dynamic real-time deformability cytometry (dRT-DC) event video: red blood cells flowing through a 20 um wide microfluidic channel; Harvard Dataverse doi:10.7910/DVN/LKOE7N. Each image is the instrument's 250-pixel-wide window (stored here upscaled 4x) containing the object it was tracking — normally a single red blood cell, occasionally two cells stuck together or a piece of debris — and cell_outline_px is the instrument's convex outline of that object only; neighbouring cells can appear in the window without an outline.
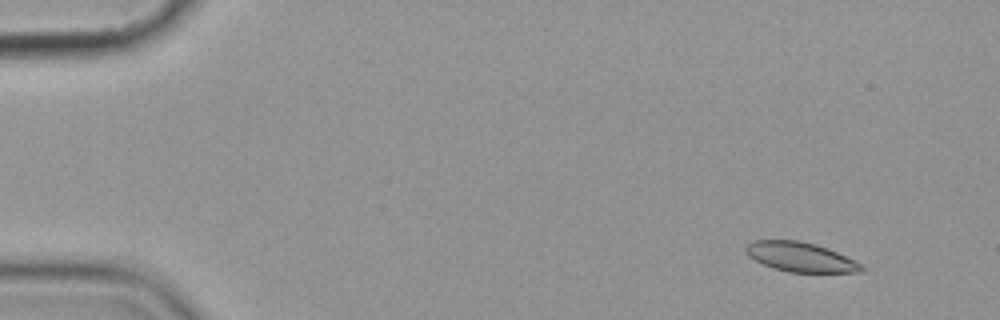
{"species": "common noctule bat (a hibernating species)", "species_latin": "Nyctalus noctula", "temperature_condition": "cold", "stored_images_in_passage": 13, "camera_frame_rate_fps": 3000, "um_per_image_px": 0.085, "animal": {"sex": "female", "body_mass_g": 19.9}, "frame": {"image": 1, "passage_image": 2, "time_ms": 1.333, "image_size_px": [1000, 320], "cell_outline_px": [[864, 268], [860, 272], [788, 272], [772, 268], [748, 256], [744, 248], [752, 240], [800, 240], [816, 244], [828, 248], [860, 264]], "centroid_in_image_um": [67.98, 21.83], "position_along_channel_um": 17.0, "area_um2": 19.71}}
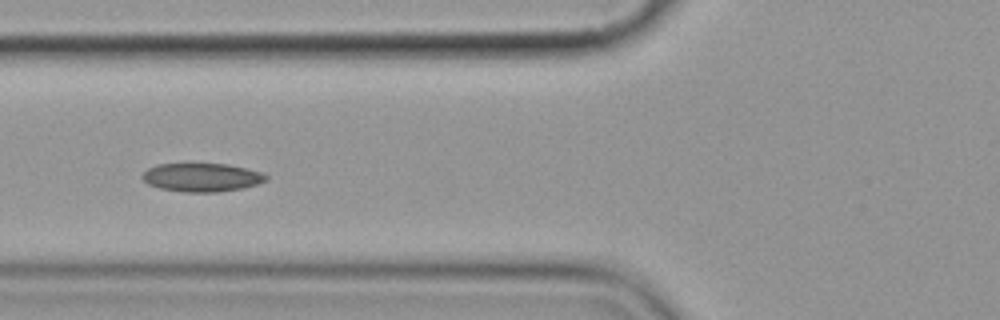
{"frame": {"image": 2, "passage_image": 6, "time_ms": 7.0, "image_size_px": [1000, 320], "cell_outline_px": [[268, 180], [244, 188], [220, 192], [184, 192], [160, 188], [148, 184], [140, 176], [148, 168], [156, 164], [228, 164], [248, 168], [260, 172], [268, 176]], "centroid_in_image_um": [17.16, 15.08], "position_along_channel_um": 108.6, "area_um2": 20.63}}
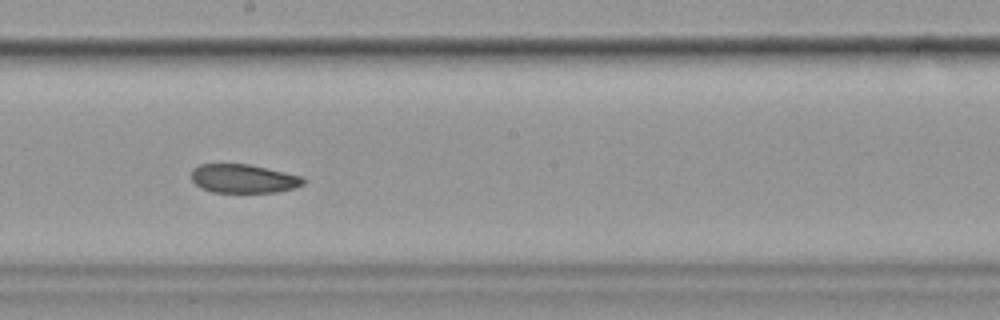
{"frame": {"image": 3, "passage_image": 9, "time_ms": 10.333, "image_size_px": [1000, 320], "cell_outline_px": [[304, 184], [292, 188], [276, 192], [212, 192], [200, 188], [192, 180], [192, 168], [200, 164], [248, 164], [304, 176]], "centroid_in_image_um": [20.68, 15.18], "position_along_channel_um": 227.5, "area_um2": 18.73}, "authors_computed_cell_mechanics": {"area_um2": 20.1144, "velocity_mm_per_s": 3.5715, "shape_relaxation_time_tau1_ms": null, "shape_relaxation_time_tau2_ms": 6.8592, "deformation_change_tau1": null, "deformation_change_tau2": 0.1139}}